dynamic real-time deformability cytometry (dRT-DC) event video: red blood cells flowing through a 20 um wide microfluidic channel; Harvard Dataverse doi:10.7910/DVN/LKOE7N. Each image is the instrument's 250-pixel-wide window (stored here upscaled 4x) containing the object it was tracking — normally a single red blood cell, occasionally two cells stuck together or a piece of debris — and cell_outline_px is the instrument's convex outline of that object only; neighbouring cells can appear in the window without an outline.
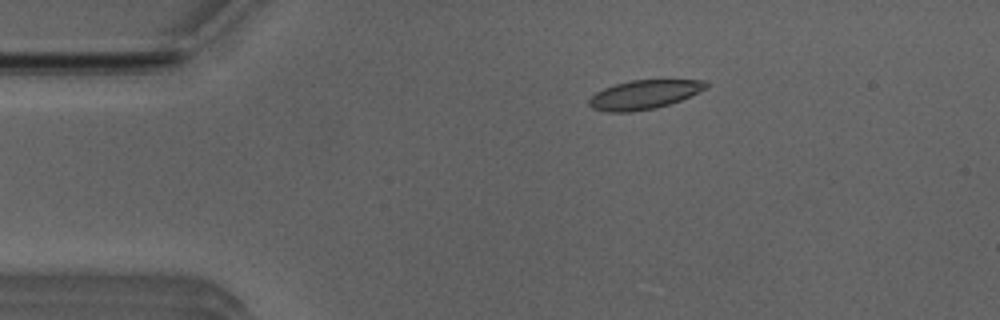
{"species": "Egyptian fruit bat (a non-hibernating species)", "species_latin": "Rousettus aegyptiacus", "temperature_condition": "room temperature", "stored_images_in_passage": 20, "camera_frame_rate_fps": 3000, "um_per_image_px": 0.085, "animal": {"sex": "male"}, "frame": {"image": 1, "passage_image": 4, "time_ms": 1.0, "image_size_px": [1000, 320], "cell_outline_px": [[708, 88], [680, 100], [656, 108], [632, 112], [604, 112], [592, 108], [588, 104], [588, 100], [596, 92], [604, 88], [616, 84], [632, 80], [704, 80], [708, 84]], "centroid_in_image_um": [54.73, 8.05], "position_along_channel_um": 30.3, "area_um2": 19.71}}
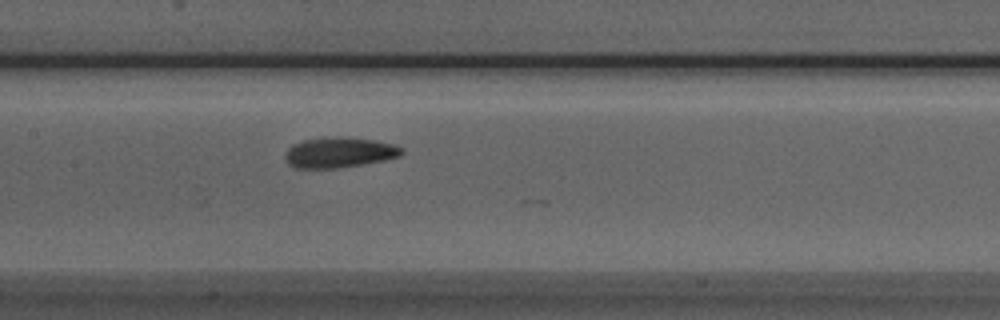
{"frame": {"image": 2, "passage_image": 19, "time_ms": 6.0, "image_size_px": [1000, 320], "cell_outline_px": [[404, 152], [400, 156], [384, 160], [336, 168], [296, 168], [288, 164], [284, 160], [284, 156], [288, 148], [292, 144], [304, 140], [340, 136], [376, 140], [392, 144], [404, 148]], "centroid_in_image_um": [28.82, 12.95], "position_along_channel_um": 178.6, "area_um2": 20.63}}